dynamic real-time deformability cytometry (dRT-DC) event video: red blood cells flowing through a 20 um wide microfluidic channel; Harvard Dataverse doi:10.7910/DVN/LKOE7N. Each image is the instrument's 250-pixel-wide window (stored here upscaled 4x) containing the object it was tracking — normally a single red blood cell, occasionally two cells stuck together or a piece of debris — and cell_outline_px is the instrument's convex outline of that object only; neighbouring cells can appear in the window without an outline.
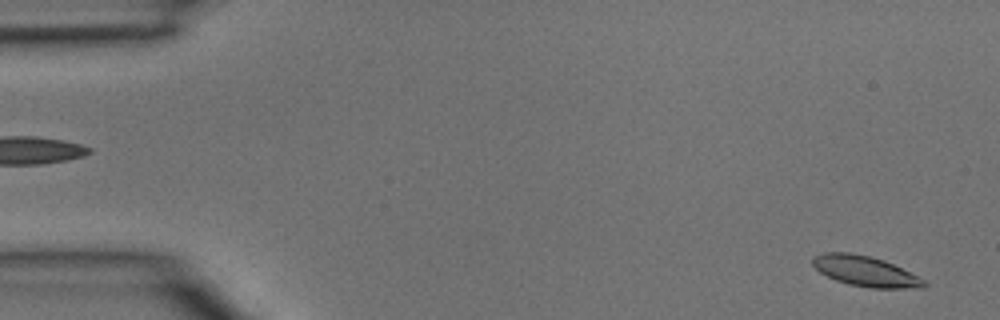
{"species": "common noctule bat (a hibernating species)", "species_latin": "Nyctalus noctula", "temperature_condition": "room temperature", "stored_images_in_passage": 4, "segment_of_instrument_passage": [2, 2], "camera_frame_rate_fps": 3000, "um_per_image_px": 0.085, "animal": {"sex": "male", "body_mass_g": 15.6}, "frame": {"image": 1, "passage_image": 4, "time_ms": 1.0, "image_size_px": [1000, 320], "cell_outline_px": [[928, 284], [924, 288], [872, 288], [848, 284], [836, 280], [820, 272], [812, 264], [812, 256], [824, 252], [848, 252], [872, 256], [884, 260], [924, 280]], "centroid_in_image_um": [73.52, 23.04], "position_along_channel_um": 11.5, "area_um2": 19.59}}